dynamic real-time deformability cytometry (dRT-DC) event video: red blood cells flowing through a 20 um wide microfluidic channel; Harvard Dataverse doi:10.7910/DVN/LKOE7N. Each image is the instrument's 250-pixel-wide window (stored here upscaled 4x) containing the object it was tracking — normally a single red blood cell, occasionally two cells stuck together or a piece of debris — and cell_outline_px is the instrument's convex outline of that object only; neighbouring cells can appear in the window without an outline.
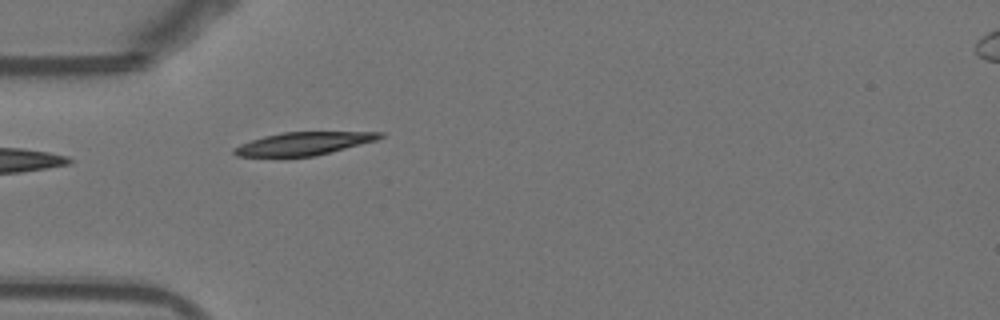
{"species": "Egyptian fruit bat (a non-hibernating species)", "species_latin": "Rousettus aegyptiacus", "temperature_condition": "warm", "stored_images_in_passage": 39, "camera_frame_rate_fps": 3000, "um_per_image_px": 0.085, "animal": {"sex": "female"}, "frame": {"image": 1, "passage_image": 2, "time_ms": 0.333, "image_size_px": [1000, 320], "cell_outline_px": [[384, 136], [376, 140], [312, 156], [236, 156], [232, 152], [232, 148], [240, 144], [264, 136], [284, 132], [384, 132]], "centroid_in_image_um": [25.76, 12.19], "position_along_channel_um": 59.2, "area_um2": 19.07}}
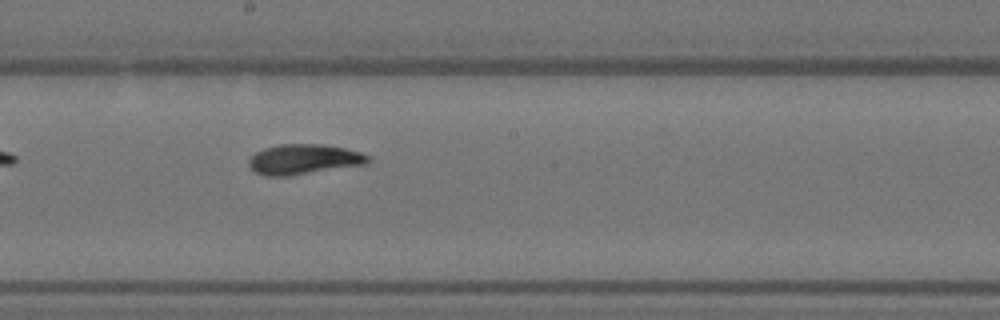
{"frame": {"image": 2, "passage_image": 15, "time_ms": 4.667, "image_size_px": [1000, 320], "cell_outline_px": [[372, 160], [368, 164], [288, 176], [264, 176], [256, 172], [248, 164], [248, 160], [256, 152], [264, 148], [280, 144], [324, 144], [344, 148], [360, 152], [372, 156]], "centroid_in_image_um": [25.87, 13.54], "position_along_channel_um": 222.3, "area_um2": 21.1}}
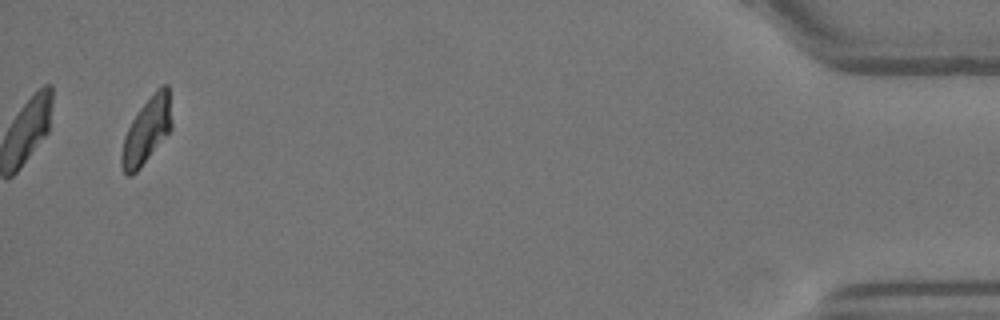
{"frame": {"image": 3, "passage_image": 37, "time_ms": 12.0, "image_size_px": [1000, 320], "cell_outline_px": [[172, 128], [140, 168], [132, 176], [128, 176], [124, 172], [120, 164], [120, 156], [124, 136], [132, 120], [140, 108], [156, 88], [164, 84], [168, 84], [172, 124]], "centroid_in_image_um": [12.46, 11.1], "position_along_channel_um": 422.7, "area_um2": 19.19}, "authors_computed_cell_mechanics": {"area_um2": 20.1722, "velocity_mm_per_s": 3.84, "shape_relaxation_time_tau1_ms": 3.9893, "shape_relaxation_time_tau2_ms": 2.1452, "deformation_change_tau1": 0.1751, "deformation_change_tau2": 0.0716}}